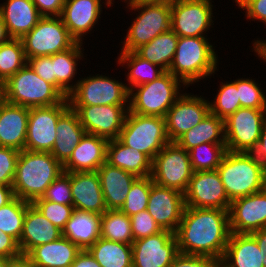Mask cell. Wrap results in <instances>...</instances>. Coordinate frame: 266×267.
Listing matches in <instances>:
<instances>
[{"label":"cell","instance_id":"836d02e7","mask_svg":"<svg viewBox=\"0 0 266 267\" xmlns=\"http://www.w3.org/2000/svg\"><path fill=\"white\" fill-rule=\"evenodd\" d=\"M176 143L186 151L202 143L226 144L224 120L209 113L198 125L183 134Z\"/></svg>","mask_w":266,"mask_h":267},{"label":"cell","instance_id":"681fc988","mask_svg":"<svg viewBox=\"0 0 266 267\" xmlns=\"http://www.w3.org/2000/svg\"><path fill=\"white\" fill-rule=\"evenodd\" d=\"M251 162L266 173V118L263 122L259 141L243 152Z\"/></svg>","mask_w":266,"mask_h":267},{"label":"cell","instance_id":"8992f818","mask_svg":"<svg viewBox=\"0 0 266 267\" xmlns=\"http://www.w3.org/2000/svg\"><path fill=\"white\" fill-rule=\"evenodd\" d=\"M217 171L231 202L266 188V173L243 152L227 151Z\"/></svg>","mask_w":266,"mask_h":267},{"label":"cell","instance_id":"680465c9","mask_svg":"<svg viewBox=\"0 0 266 267\" xmlns=\"http://www.w3.org/2000/svg\"><path fill=\"white\" fill-rule=\"evenodd\" d=\"M250 234L256 239L260 251L266 254V228L256 230ZM263 266L266 267V258L263 260Z\"/></svg>","mask_w":266,"mask_h":267},{"label":"cell","instance_id":"f6af8a7d","mask_svg":"<svg viewBox=\"0 0 266 267\" xmlns=\"http://www.w3.org/2000/svg\"><path fill=\"white\" fill-rule=\"evenodd\" d=\"M32 204L60 230L65 228L75 210L73 204L64 205L48 200H34Z\"/></svg>","mask_w":266,"mask_h":267},{"label":"cell","instance_id":"277c9868","mask_svg":"<svg viewBox=\"0 0 266 267\" xmlns=\"http://www.w3.org/2000/svg\"><path fill=\"white\" fill-rule=\"evenodd\" d=\"M181 87L183 90H181ZM188 87L169 71L154 81L134 87L129 94V111L144 116L165 117Z\"/></svg>","mask_w":266,"mask_h":267},{"label":"cell","instance_id":"8fae6325","mask_svg":"<svg viewBox=\"0 0 266 267\" xmlns=\"http://www.w3.org/2000/svg\"><path fill=\"white\" fill-rule=\"evenodd\" d=\"M193 170L189 153L176 142L168 143L152 160L153 182L185 193Z\"/></svg>","mask_w":266,"mask_h":267},{"label":"cell","instance_id":"5b68a950","mask_svg":"<svg viewBox=\"0 0 266 267\" xmlns=\"http://www.w3.org/2000/svg\"><path fill=\"white\" fill-rule=\"evenodd\" d=\"M3 99L27 108L60 104L65 97L26 63L2 84Z\"/></svg>","mask_w":266,"mask_h":267},{"label":"cell","instance_id":"7dc6e473","mask_svg":"<svg viewBox=\"0 0 266 267\" xmlns=\"http://www.w3.org/2000/svg\"><path fill=\"white\" fill-rule=\"evenodd\" d=\"M134 240L146 238L162 231L147 210L140 211L130 217Z\"/></svg>","mask_w":266,"mask_h":267},{"label":"cell","instance_id":"83f0119b","mask_svg":"<svg viewBox=\"0 0 266 267\" xmlns=\"http://www.w3.org/2000/svg\"><path fill=\"white\" fill-rule=\"evenodd\" d=\"M97 172L107 210L120 209L138 177L107 162L99 167Z\"/></svg>","mask_w":266,"mask_h":267},{"label":"cell","instance_id":"d590c367","mask_svg":"<svg viewBox=\"0 0 266 267\" xmlns=\"http://www.w3.org/2000/svg\"><path fill=\"white\" fill-rule=\"evenodd\" d=\"M177 43L178 35L170 29L156 36L149 43L140 46L134 52L141 58L161 67L164 71H168L176 52Z\"/></svg>","mask_w":266,"mask_h":267},{"label":"cell","instance_id":"bcb514c9","mask_svg":"<svg viewBox=\"0 0 266 267\" xmlns=\"http://www.w3.org/2000/svg\"><path fill=\"white\" fill-rule=\"evenodd\" d=\"M35 200H48L60 204H72L70 172H63L47 188L42 197Z\"/></svg>","mask_w":266,"mask_h":267},{"label":"cell","instance_id":"6da1fadb","mask_svg":"<svg viewBox=\"0 0 266 267\" xmlns=\"http://www.w3.org/2000/svg\"><path fill=\"white\" fill-rule=\"evenodd\" d=\"M230 234L228 210L186 206L174 233L179 253L208 256L218 263Z\"/></svg>","mask_w":266,"mask_h":267},{"label":"cell","instance_id":"ee69618b","mask_svg":"<svg viewBox=\"0 0 266 267\" xmlns=\"http://www.w3.org/2000/svg\"><path fill=\"white\" fill-rule=\"evenodd\" d=\"M240 105L243 108L266 110V91L261 88V83L252 78H236Z\"/></svg>","mask_w":266,"mask_h":267},{"label":"cell","instance_id":"5bb4252c","mask_svg":"<svg viewBox=\"0 0 266 267\" xmlns=\"http://www.w3.org/2000/svg\"><path fill=\"white\" fill-rule=\"evenodd\" d=\"M266 110L239 108L224 120L226 149L245 152L259 141Z\"/></svg>","mask_w":266,"mask_h":267},{"label":"cell","instance_id":"7a4b0ae2","mask_svg":"<svg viewBox=\"0 0 266 267\" xmlns=\"http://www.w3.org/2000/svg\"><path fill=\"white\" fill-rule=\"evenodd\" d=\"M63 172V165L50 152L22 150L12 185L14 195L32 203Z\"/></svg>","mask_w":266,"mask_h":267},{"label":"cell","instance_id":"ac0fdd59","mask_svg":"<svg viewBox=\"0 0 266 267\" xmlns=\"http://www.w3.org/2000/svg\"><path fill=\"white\" fill-rule=\"evenodd\" d=\"M79 117L86 134L104 137L108 140L119 138L129 106L92 105L70 106Z\"/></svg>","mask_w":266,"mask_h":267},{"label":"cell","instance_id":"6f0895ef","mask_svg":"<svg viewBox=\"0 0 266 267\" xmlns=\"http://www.w3.org/2000/svg\"><path fill=\"white\" fill-rule=\"evenodd\" d=\"M7 267H34L26 254L8 258Z\"/></svg>","mask_w":266,"mask_h":267},{"label":"cell","instance_id":"74e56055","mask_svg":"<svg viewBox=\"0 0 266 267\" xmlns=\"http://www.w3.org/2000/svg\"><path fill=\"white\" fill-rule=\"evenodd\" d=\"M100 237L111 241L132 244L134 238L130 217L120 209L106 210L101 215Z\"/></svg>","mask_w":266,"mask_h":267},{"label":"cell","instance_id":"7bdbcfd3","mask_svg":"<svg viewBox=\"0 0 266 267\" xmlns=\"http://www.w3.org/2000/svg\"><path fill=\"white\" fill-rule=\"evenodd\" d=\"M153 179L150 176L138 177L128 192L126 201L120 210L129 217L140 211L147 210Z\"/></svg>","mask_w":266,"mask_h":267},{"label":"cell","instance_id":"ffe728a7","mask_svg":"<svg viewBox=\"0 0 266 267\" xmlns=\"http://www.w3.org/2000/svg\"><path fill=\"white\" fill-rule=\"evenodd\" d=\"M228 213L231 233H252L266 228V188L233 200Z\"/></svg>","mask_w":266,"mask_h":267},{"label":"cell","instance_id":"44dd1931","mask_svg":"<svg viewBox=\"0 0 266 267\" xmlns=\"http://www.w3.org/2000/svg\"><path fill=\"white\" fill-rule=\"evenodd\" d=\"M111 7L108 0H65L61 18L70 35L80 43L95 28L102 14L103 5Z\"/></svg>","mask_w":266,"mask_h":267},{"label":"cell","instance_id":"8d00e7d4","mask_svg":"<svg viewBox=\"0 0 266 267\" xmlns=\"http://www.w3.org/2000/svg\"><path fill=\"white\" fill-rule=\"evenodd\" d=\"M87 250L101 267H132V244L100 237Z\"/></svg>","mask_w":266,"mask_h":267},{"label":"cell","instance_id":"9a60e30c","mask_svg":"<svg viewBox=\"0 0 266 267\" xmlns=\"http://www.w3.org/2000/svg\"><path fill=\"white\" fill-rule=\"evenodd\" d=\"M206 98V99H205ZM207 97L183 93L165 116L166 131L170 142H176L183 134L198 125L210 113Z\"/></svg>","mask_w":266,"mask_h":267},{"label":"cell","instance_id":"d6986e66","mask_svg":"<svg viewBox=\"0 0 266 267\" xmlns=\"http://www.w3.org/2000/svg\"><path fill=\"white\" fill-rule=\"evenodd\" d=\"M185 208L184 194L152 183L147 211L162 230L176 232Z\"/></svg>","mask_w":266,"mask_h":267},{"label":"cell","instance_id":"f35d334b","mask_svg":"<svg viewBox=\"0 0 266 267\" xmlns=\"http://www.w3.org/2000/svg\"><path fill=\"white\" fill-rule=\"evenodd\" d=\"M27 59L21 39L10 38L0 45V83L3 84L25 64Z\"/></svg>","mask_w":266,"mask_h":267},{"label":"cell","instance_id":"1f68e13d","mask_svg":"<svg viewBox=\"0 0 266 267\" xmlns=\"http://www.w3.org/2000/svg\"><path fill=\"white\" fill-rule=\"evenodd\" d=\"M106 162L137 177L151 175L152 160L146 154L124 145L118 138L108 141Z\"/></svg>","mask_w":266,"mask_h":267},{"label":"cell","instance_id":"003e7915","mask_svg":"<svg viewBox=\"0 0 266 267\" xmlns=\"http://www.w3.org/2000/svg\"><path fill=\"white\" fill-rule=\"evenodd\" d=\"M3 99V89L2 84L0 83V101Z\"/></svg>","mask_w":266,"mask_h":267},{"label":"cell","instance_id":"91938a15","mask_svg":"<svg viewBox=\"0 0 266 267\" xmlns=\"http://www.w3.org/2000/svg\"><path fill=\"white\" fill-rule=\"evenodd\" d=\"M15 198L12 186L0 185V207L7 205Z\"/></svg>","mask_w":266,"mask_h":267},{"label":"cell","instance_id":"6125c7cd","mask_svg":"<svg viewBox=\"0 0 266 267\" xmlns=\"http://www.w3.org/2000/svg\"><path fill=\"white\" fill-rule=\"evenodd\" d=\"M10 39V36L8 35L6 25L3 21L2 15L0 14V45L2 43L7 42Z\"/></svg>","mask_w":266,"mask_h":267},{"label":"cell","instance_id":"e7e4bbea","mask_svg":"<svg viewBox=\"0 0 266 267\" xmlns=\"http://www.w3.org/2000/svg\"><path fill=\"white\" fill-rule=\"evenodd\" d=\"M7 259L6 257L0 256V267H7Z\"/></svg>","mask_w":266,"mask_h":267},{"label":"cell","instance_id":"60d3db41","mask_svg":"<svg viewBox=\"0 0 266 267\" xmlns=\"http://www.w3.org/2000/svg\"><path fill=\"white\" fill-rule=\"evenodd\" d=\"M226 144L202 143L188 150L193 172L216 170L225 153Z\"/></svg>","mask_w":266,"mask_h":267},{"label":"cell","instance_id":"94428289","mask_svg":"<svg viewBox=\"0 0 266 267\" xmlns=\"http://www.w3.org/2000/svg\"><path fill=\"white\" fill-rule=\"evenodd\" d=\"M253 48L252 52L254 51L256 56L259 58V60H263L266 64V40H261L257 38V40H254L252 42Z\"/></svg>","mask_w":266,"mask_h":267},{"label":"cell","instance_id":"b9f144b4","mask_svg":"<svg viewBox=\"0 0 266 267\" xmlns=\"http://www.w3.org/2000/svg\"><path fill=\"white\" fill-rule=\"evenodd\" d=\"M218 87L214 100L209 101L210 113L225 120L241 108L236 80L221 82Z\"/></svg>","mask_w":266,"mask_h":267},{"label":"cell","instance_id":"cb8c5ba5","mask_svg":"<svg viewBox=\"0 0 266 267\" xmlns=\"http://www.w3.org/2000/svg\"><path fill=\"white\" fill-rule=\"evenodd\" d=\"M62 236V230L51 223L31 203L25 213L23 232L18 242L21 254H28L33 248L55 241Z\"/></svg>","mask_w":266,"mask_h":267},{"label":"cell","instance_id":"f5cc1de1","mask_svg":"<svg viewBox=\"0 0 266 267\" xmlns=\"http://www.w3.org/2000/svg\"><path fill=\"white\" fill-rule=\"evenodd\" d=\"M27 64L40 78L53 85V55L28 58Z\"/></svg>","mask_w":266,"mask_h":267},{"label":"cell","instance_id":"3957f363","mask_svg":"<svg viewBox=\"0 0 266 267\" xmlns=\"http://www.w3.org/2000/svg\"><path fill=\"white\" fill-rule=\"evenodd\" d=\"M209 37H179L169 72L187 87L210 78L219 69L218 51ZM214 46V47H213Z\"/></svg>","mask_w":266,"mask_h":267},{"label":"cell","instance_id":"484cf974","mask_svg":"<svg viewBox=\"0 0 266 267\" xmlns=\"http://www.w3.org/2000/svg\"><path fill=\"white\" fill-rule=\"evenodd\" d=\"M266 254L250 233H231L220 267H264Z\"/></svg>","mask_w":266,"mask_h":267},{"label":"cell","instance_id":"2e32d148","mask_svg":"<svg viewBox=\"0 0 266 267\" xmlns=\"http://www.w3.org/2000/svg\"><path fill=\"white\" fill-rule=\"evenodd\" d=\"M186 207L229 210V200L216 170L193 172L184 193Z\"/></svg>","mask_w":266,"mask_h":267},{"label":"cell","instance_id":"4316f807","mask_svg":"<svg viewBox=\"0 0 266 267\" xmlns=\"http://www.w3.org/2000/svg\"><path fill=\"white\" fill-rule=\"evenodd\" d=\"M0 14L8 35L15 39L23 38L42 17L32 0H7L0 3Z\"/></svg>","mask_w":266,"mask_h":267},{"label":"cell","instance_id":"7402d4cb","mask_svg":"<svg viewBox=\"0 0 266 267\" xmlns=\"http://www.w3.org/2000/svg\"><path fill=\"white\" fill-rule=\"evenodd\" d=\"M70 187L75 210L98 215L107 210L97 171L70 172Z\"/></svg>","mask_w":266,"mask_h":267},{"label":"cell","instance_id":"ab89813d","mask_svg":"<svg viewBox=\"0 0 266 267\" xmlns=\"http://www.w3.org/2000/svg\"><path fill=\"white\" fill-rule=\"evenodd\" d=\"M31 202L15 197L7 205L0 207V230L19 242L27 207Z\"/></svg>","mask_w":266,"mask_h":267},{"label":"cell","instance_id":"4dcf8cb0","mask_svg":"<svg viewBox=\"0 0 266 267\" xmlns=\"http://www.w3.org/2000/svg\"><path fill=\"white\" fill-rule=\"evenodd\" d=\"M84 50L83 43L77 42L72 48L53 55V86L65 98L78 83L74 79L77 76L78 63L84 60Z\"/></svg>","mask_w":266,"mask_h":267},{"label":"cell","instance_id":"e575fe53","mask_svg":"<svg viewBox=\"0 0 266 267\" xmlns=\"http://www.w3.org/2000/svg\"><path fill=\"white\" fill-rule=\"evenodd\" d=\"M116 59H118L117 64L127 68L128 72L126 71L127 74L124 75L128 81L126 86L129 92L134 87L154 81L165 72L161 67L141 58L135 52L121 51Z\"/></svg>","mask_w":266,"mask_h":267},{"label":"cell","instance_id":"52a82bcc","mask_svg":"<svg viewBox=\"0 0 266 267\" xmlns=\"http://www.w3.org/2000/svg\"><path fill=\"white\" fill-rule=\"evenodd\" d=\"M127 6V7H126ZM125 8L134 11L136 18L126 30L121 51L134 52L156 36L171 29V6L150 4L141 0L128 3Z\"/></svg>","mask_w":266,"mask_h":267},{"label":"cell","instance_id":"db71d44e","mask_svg":"<svg viewBox=\"0 0 266 267\" xmlns=\"http://www.w3.org/2000/svg\"><path fill=\"white\" fill-rule=\"evenodd\" d=\"M41 16L60 17L65 0H32Z\"/></svg>","mask_w":266,"mask_h":267},{"label":"cell","instance_id":"f1b7e54d","mask_svg":"<svg viewBox=\"0 0 266 267\" xmlns=\"http://www.w3.org/2000/svg\"><path fill=\"white\" fill-rule=\"evenodd\" d=\"M86 134L74 109L69 107L57 122V138L50 152L62 165L71 157L76 145Z\"/></svg>","mask_w":266,"mask_h":267},{"label":"cell","instance_id":"c3c4849f","mask_svg":"<svg viewBox=\"0 0 266 267\" xmlns=\"http://www.w3.org/2000/svg\"><path fill=\"white\" fill-rule=\"evenodd\" d=\"M19 153L16 149L0 146V185H13Z\"/></svg>","mask_w":266,"mask_h":267},{"label":"cell","instance_id":"ba28073f","mask_svg":"<svg viewBox=\"0 0 266 267\" xmlns=\"http://www.w3.org/2000/svg\"><path fill=\"white\" fill-rule=\"evenodd\" d=\"M118 139L124 145L146 154L151 160L170 143L165 117L144 116L129 110Z\"/></svg>","mask_w":266,"mask_h":267},{"label":"cell","instance_id":"03108f58","mask_svg":"<svg viewBox=\"0 0 266 267\" xmlns=\"http://www.w3.org/2000/svg\"><path fill=\"white\" fill-rule=\"evenodd\" d=\"M121 1L125 2L126 4H128V3H131V2H134V1H138V0H121ZM108 2L110 4V6L112 7L114 5V3H112V2H115V0H108Z\"/></svg>","mask_w":266,"mask_h":267},{"label":"cell","instance_id":"e0dca14e","mask_svg":"<svg viewBox=\"0 0 266 267\" xmlns=\"http://www.w3.org/2000/svg\"><path fill=\"white\" fill-rule=\"evenodd\" d=\"M179 254L173 232H161L134 240L132 243V267H169Z\"/></svg>","mask_w":266,"mask_h":267},{"label":"cell","instance_id":"816d5d0a","mask_svg":"<svg viewBox=\"0 0 266 267\" xmlns=\"http://www.w3.org/2000/svg\"><path fill=\"white\" fill-rule=\"evenodd\" d=\"M219 263L208 256L179 253L169 267H218Z\"/></svg>","mask_w":266,"mask_h":267},{"label":"cell","instance_id":"f907efd6","mask_svg":"<svg viewBox=\"0 0 266 267\" xmlns=\"http://www.w3.org/2000/svg\"><path fill=\"white\" fill-rule=\"evenodd\" d=\"M239 9L245 10V17L266 26V0H233Z\"/></svg>","mask_w":266,"mask_h":267},{"label":"cell","instance_id":"11a10c76","mask_svg":"<svg viewBox=\"0 0 266 267\" xmlns=\"http://www.w3.org/2000/svg\"><path fill=\"white\" fill-rule=\"evenodd\" d=\"M20 254L18 242L12 236L0 230V256L13 258Z\"/></svg>","mask_w":266,"mask_h":267},{"label":"cell","instance_id":"d6a6232c","mask_svg":"<svg viewBox=\"0 0 266 267\" xmlns=\"http://www.w3.org/2000/svg\"><path fill=\"white\" fill-rule=\"evenodd\" d=\"M101 215L74 210L62 230V236L71 240L81 250L88 249L100 238Z\"/></svg>","mask_w":266,"mask_h":267},{"label":"cell","instance_id":"603a6c76","mask_svg":"<svg viewBox=\"0 0 266 267\" xmlns=\"http://www.w3.org/2000/svg\"><path fill=\"white\" fill-rule=\"evenodd\" d=\"M30 108L0 101V146L25 150Z\"/></svg>","mask_w":266,"mask_h":267},{"label":"cell","instance_id":"be15d7a7","mask_svg":"<svg viewBox=\"0 0 266 267\" xmlns=\"http://www.w3.org/2000/svg\"><path fill=\"white\" fill-rule=\"evenodd\" d=\"M141 1L150 3V4H165V5L172 6L173 4H176L182 0H141Z\"/></svg>","mask_w":266,"mask_h":267},{"label":"cell","instance_id":"9c48e42d","mask_svg":"<svg viewBox=\"0 0 266 267\" xmlns=\"http://www.w3.org/2000/svg\"><path fill=\"white\" fill-rule=\"evenodd\" d=\"M78 78L76 87L69 93V106L114 105L129 106V89L126 83L108 75L93 74Z\"/></svg>","mask_w":266,"mask_h":267},{"label":"cell","instance_id":"30bf717a","mask_svg":"<svg viewBox=\"0 0 266 267\" xmlns=\"http://www.w3.org/2000/svg\"><path fill=\"white\" fill-rule=\"evenodd\" d=\"M26 59L51 56L72 48L77 41L61 17L42 16L37 25L21 38Z\"/></svg>","mask_w":266,"mask_h":267},{"label":"cell","instance_id":"4fadbf2b","mask_svg":"<svg viewBox=\"0 0 266 267\" xmlns=\"http://www.w3.org/2000/svg\"><path fill=\"white\" fill-rule=\"evenodd\" d=\"M212 0H182L171 6V30L179 37H208L215 19ZM209 30V31H208Z\"/></svg>","mask_w":266,"mask_h":267},{"label":"cell","instance_id":"7c38bea8","mask_svg":"<svg viewBox=\"0 0 266 267\" xmlns=\"http://www.w3.org/2000/svg\"><path fill=\"white\" fill-rule=\"evenodd\" d=\"M69 107L65 98L60 104L30 108L25 150L51 152L57 138V122Z\"/></svg>","mask_w":266,"mask_h":267},{"label":"cell","instance_id":"f546056e","mask_svg":"<svg viewBox=\"0 0 266 267\" xmlns=\"http://www.w3.org/2000/svg\"><path fill=\"white\" fill-rule=\"evenodd\" d=\"M81 249L64 236L33 248L27 256L34 267H70Z\"/></svg>","mask_w":266,"mask_h":267},{"label":"cell","instance_id":"9f6ffc18","mask_svg":"<svg viewBox=\"0 0 266 267\" xmlns=\"http://www.w3.org/2000/svg\"><path fill=\"white\" fill-rule=\"evenodd\" d=\"M70 267H101L95 258L91 255V253L87 250H81L74 262L70 265Z\"/></svg>","mask_w":266,"mask_h":267},{"label":"cell","instance_id":"d4e9b609","mask_svg":"<svg viewBox=\"0 0 266 267\" xmlns=\"http://www.w3.org/2000/svg\"><path fill=\"white\" fill-rule=\"evenodd\" d=\"M108 141L101 136L85 134L63 165L64 172L97 171L106 162Z\"/></svg>","mask_w":266,"mask_h":267}]
</instances>
